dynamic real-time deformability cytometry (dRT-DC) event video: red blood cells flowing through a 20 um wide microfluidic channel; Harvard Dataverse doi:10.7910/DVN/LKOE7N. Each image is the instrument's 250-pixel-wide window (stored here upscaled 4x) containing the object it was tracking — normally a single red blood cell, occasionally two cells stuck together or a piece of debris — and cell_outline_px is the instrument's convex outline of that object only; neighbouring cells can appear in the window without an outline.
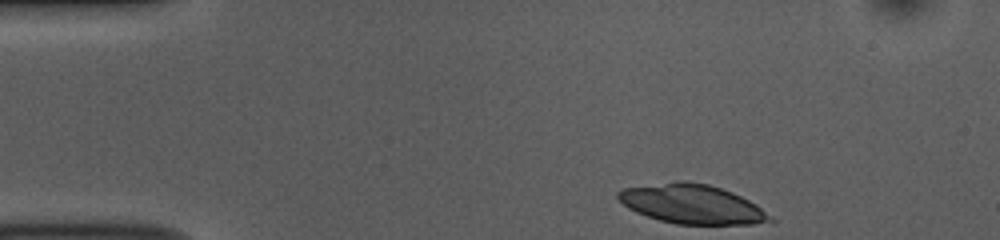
{"species": "common noctule bat (a hibernating species)", "species_latin": "Nyctalus noctula", "temperature_condition": "room temperature", "stored_images_in_passage": 45, "camera_frame_rate_fps": 3000, "um_per_image_px": 0.085, "animal": {"sex": "female", "body_mass_g": 10.0, "forearm_length_mm": 53.1}, "frame": {"image": 1, "passage_image": 1, "time_ms": 0.0, "image_size_px": [1000, 240], "cell_outline_px": [[776, 220], [752, 224], [676, 224], [660, 220], [636, 212], [628, 208], [616, 196], [616, 192], [624, 188], [680, 180], [708, 184], [732, 192], [756, 204]], "centroid_in_image_um": [58.81, 17.34], "position_along_channel_um": 26.2, "area_um2": 34.45}}